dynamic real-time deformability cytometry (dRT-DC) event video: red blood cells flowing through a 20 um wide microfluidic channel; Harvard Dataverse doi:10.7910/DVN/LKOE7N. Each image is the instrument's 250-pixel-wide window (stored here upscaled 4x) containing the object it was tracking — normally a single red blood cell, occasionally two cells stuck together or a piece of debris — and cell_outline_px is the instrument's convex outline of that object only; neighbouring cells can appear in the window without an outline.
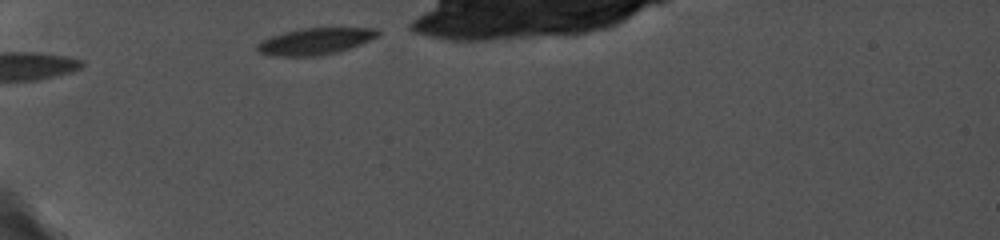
{"species": "common noctule bat (a hibernating species)", "species_latin": "Nyctalus noctula", "temperature_condition": "cold", "stored_images_in_passage": 5, "camera_frame_rate_fps": 5000, "um_per_image_px": 0.085, "animal": {"sex": "female", "body_mass_g": 19.0, "forearm_length_mm": 56.7}, "frame": {"image": 1, "passage_image": 1, "time_ms": 0.0, "image_size_px": [1000, 240], "cell_outline_px": [[380, 36], [360, 44], [336, 52], [316, 56], [272, 56], [260, 52], [256, 48], [256, 44], [260, 40], [284, 32], [300, 28], [376, 28], [380, 32]], "centroid_in_image_um": [26.78, 3.5], "position_along_channel_um": 58.2, "area_um2": 18.67}}